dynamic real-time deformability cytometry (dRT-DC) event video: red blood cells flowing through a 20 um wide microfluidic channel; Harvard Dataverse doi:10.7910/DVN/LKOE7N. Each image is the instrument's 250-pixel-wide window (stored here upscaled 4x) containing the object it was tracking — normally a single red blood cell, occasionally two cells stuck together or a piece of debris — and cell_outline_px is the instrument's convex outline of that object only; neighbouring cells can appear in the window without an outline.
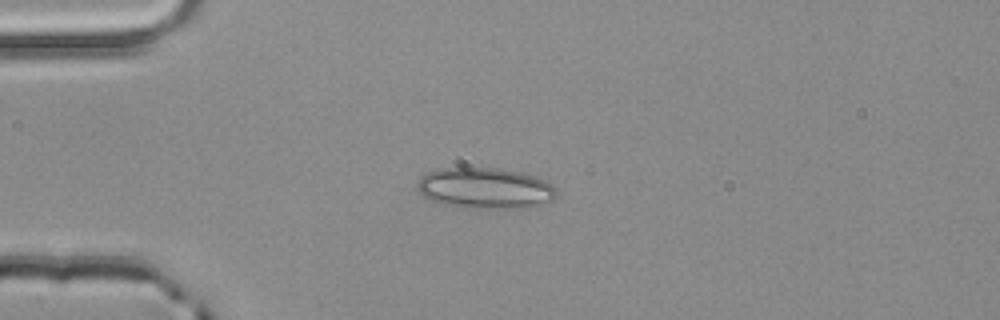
{"species": "common noctule bat (a hibernating species)", "species_latin": "Nyctalus noctula", "temperature_condition": "room temperature", "stored_images_in_passage": 2, "camera_frame_rate_fps": 3000, "um_per_image_px": 0.085, "animal": {"sex": "male", "body_mass_g": 20.4}, "frame": {"image": 1, "passage_image": 2, "time_ms": 0.333, "image_size_px": [1000, 320], "cell_outline_px": [[556, 196], [552, 200], [528, 208], [492, 208], [452, 204], [432, 200], [424, 196], [416, 188], [416, 184], [420, 176], [428, 172], [444, 168], [500, 168], [520, 172], [544, 180], [556, 188]], "centroid_in_image_um": [41.26, 15.97], "position_along_channel_um": 43.7, "area_um2": 32.54}}